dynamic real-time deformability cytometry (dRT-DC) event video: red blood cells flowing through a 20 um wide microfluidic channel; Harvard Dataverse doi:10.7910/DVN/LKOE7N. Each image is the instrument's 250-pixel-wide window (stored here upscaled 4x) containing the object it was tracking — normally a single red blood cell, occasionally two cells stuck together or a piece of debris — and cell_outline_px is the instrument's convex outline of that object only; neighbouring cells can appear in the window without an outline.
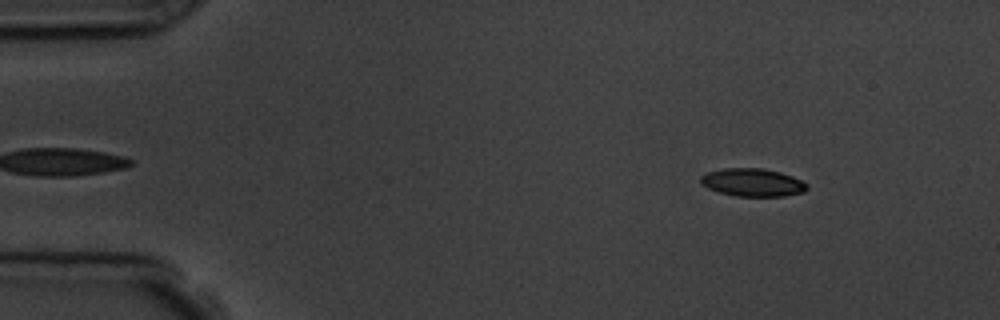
{"species": "common noctule bat (a hibernating species)", "species_latin": "Nyctalus noctula", "temperature_condition": "room temperature", "stored_images_in_passage": 5, "camera_frame_rate_fps": 3000, "um_per_image_px": 0.085, "animal": {"sex": "male", "body_mass_g": 19.5, "forearm_length_mm": 54.6}, "frame": {"image": 1, "passage_image": 1, "time_ms": 0.0, "image_size_px": [1000, 320], "cell_outline_px": [[808, 188], [804, 192], [784, 196], [736, 196], [720, 192], [708, 188], [700, 180], [700, 176], [708, 172], [720, 168], [764, 168], [780, 172], [792, 176], [808, 184]], "centroid_in_image_um": [63.99, 15.5], "position_along_channel_um": 21.0, "area_um2": 17.28}}